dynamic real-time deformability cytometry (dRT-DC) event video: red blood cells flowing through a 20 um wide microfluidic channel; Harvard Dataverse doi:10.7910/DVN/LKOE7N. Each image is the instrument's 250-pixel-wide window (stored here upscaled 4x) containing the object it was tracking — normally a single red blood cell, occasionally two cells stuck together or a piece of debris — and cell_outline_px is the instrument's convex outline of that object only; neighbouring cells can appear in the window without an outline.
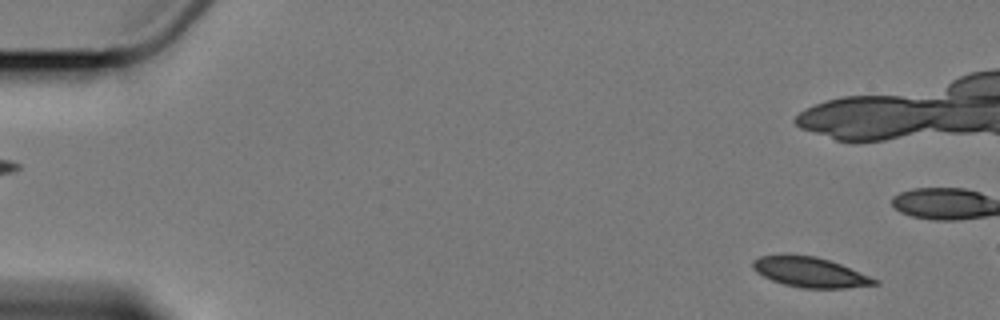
{"species": "Egyptian fruit bat (a non-hibernating species)", "species_latin": "Rousettus aegyptiacus", "temperature_condition": "cold", "stored_images_in_passage": 10, "camera_frame_rate_fps": 3000, "um_per_image_px": 0.085, "animal": {"sex": "female"}, "frame": {"image": 1, "passage_image": 1, "time_ms": 0.0, "image_size_px": [1000, 320], "cell_outline_px": [[880, 284], [844, 288], [804, 288], [784, 284], [772, 280], [756, 272], [752, 268], [752, 260], [760, 256], [816, 256], [840, 264], [880, 280]], "centroid_in_image_um": [68.89, 23.16], "position_along_channel_um": 16.1, "area_um2": 20.92}}